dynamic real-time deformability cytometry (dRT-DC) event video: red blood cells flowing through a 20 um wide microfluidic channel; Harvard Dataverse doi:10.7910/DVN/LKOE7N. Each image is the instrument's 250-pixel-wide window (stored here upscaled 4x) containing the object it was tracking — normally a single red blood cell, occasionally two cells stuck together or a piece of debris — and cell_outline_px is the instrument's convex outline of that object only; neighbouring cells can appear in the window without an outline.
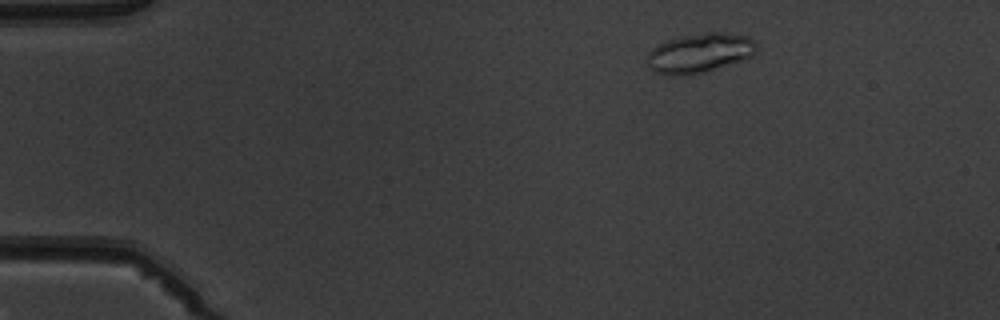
{"species": "common noctule bat (a hibernating species)", "species_latin": "Nyctalus noctula", "temperature_condition": "warm", "stored_images_in_passage": 3, "camera_frame_rate_fps": 3000, "um_per_image_px": 0.085, "animal": {"sex": "male", "body_mass_g": 19.5, "forearm_length_mm": 54.6}, "frame": {"image": 1, "passage_image": 1, "time_ms": 0.0, "image_size_px": [1000, 320], "cell_outline_px": [[756, 52], [752, 56], [744, 60], [700, 72], [680, 76], [672, 76], [656, 72], [648, 64], [648, 52], [652, 48], [668, 40], [684, 36], [708, 32], [728, 32], [748, 36], [756, 44]], "centroid_in_image_um": [59.5, 4.49], "position_along_channel_um": 25.5, "area_um2": 24.8}}